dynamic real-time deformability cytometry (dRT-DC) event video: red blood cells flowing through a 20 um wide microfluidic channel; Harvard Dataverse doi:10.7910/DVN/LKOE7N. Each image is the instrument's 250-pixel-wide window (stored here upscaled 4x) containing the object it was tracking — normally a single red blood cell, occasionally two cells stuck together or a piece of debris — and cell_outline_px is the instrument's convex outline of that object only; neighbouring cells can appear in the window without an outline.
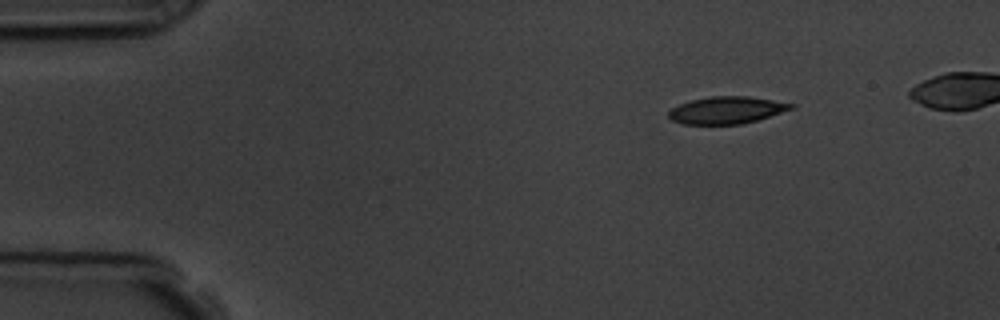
{"species": "common noctule bat (a hibernating species)", "species_latin": "Nyctalus noctula", "temperature_condition": "room temperature", "stored_images_in_passage": 4, "camera_frame_rate_fps": 3000, "um_per_image_px": 0.085, "animal": {"sex": "male", "body_mass_g": 19.5, "forearm_length_mm": 54.6}, "frame": {"image": 1, "passage_image": 1, "time_ms": 0.0, "image_size_px": [1000, 320], "cell_outline_px": [[796, 108], [756, 120], [740, 124], [684, 124], [672, 120], [668, 116], [668, 112], [672, 108], [680, 104], [692, 100], [712, 96], [748, 96], [796, 104]], "centroid_in_image_um": [61.79, 9.36], "position_along_channel_um": 23.2, "area_um2": 19.25}}